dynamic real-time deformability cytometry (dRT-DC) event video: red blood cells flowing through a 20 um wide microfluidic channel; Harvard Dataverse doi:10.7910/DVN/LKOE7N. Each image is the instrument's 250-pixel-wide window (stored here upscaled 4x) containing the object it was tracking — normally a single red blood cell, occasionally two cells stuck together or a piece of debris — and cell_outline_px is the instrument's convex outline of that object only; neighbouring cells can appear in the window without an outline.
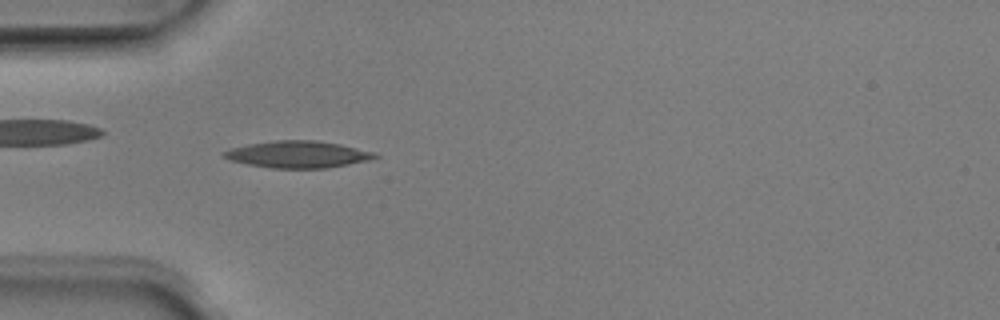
{"species": "Egyptian fruit bat (a non-hibernating species)", "species_latin": "Rousettus aegyptiacus", "temperature_condition": "room temperature", "stored_images_in_passage": 29, "camera_frame_rate_fps": 3000, "um_per_image_px": 0.085, "animal": {"sex": "male"}, "frame": {"image": 1, "passage_image": 14, "time_ms": 4.333, "image_size_px": [1000, 320], "cell_outline_px": [[380, 156], [368, 160], [328, 168], [272, 168], [248, 164], [228, 160], [220, 156], [220, 152], [232, 148], [248, 144], [276, 140], [316, 140], [340, 144], [376, 152]], "centroid_in_image_um": [25.29, 13.12], "position_along_channel_um": 59.7, "area_um2": 23.76}}
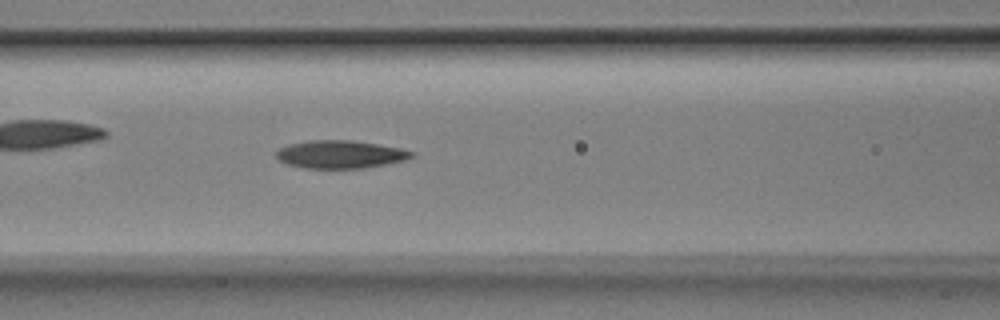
{"frame": {"image": 2, "passage_image": 20, "time_ms": 6.333, "image_size_px": [1000, 320], "cell_outline_px": [[416, 156], [404, 160], [364, 168], [304, 168], [288, 164], [280, 160], [276, 156], [276, 152], [280, 148], [288, 144], [308, 140], [348, 140], [376, 144], [400, 148], [416, 152]], "centroid_in_image_um": [28.93, 13.12], "position_along_channel_um": 137.7, "area_um2": 21.91}}
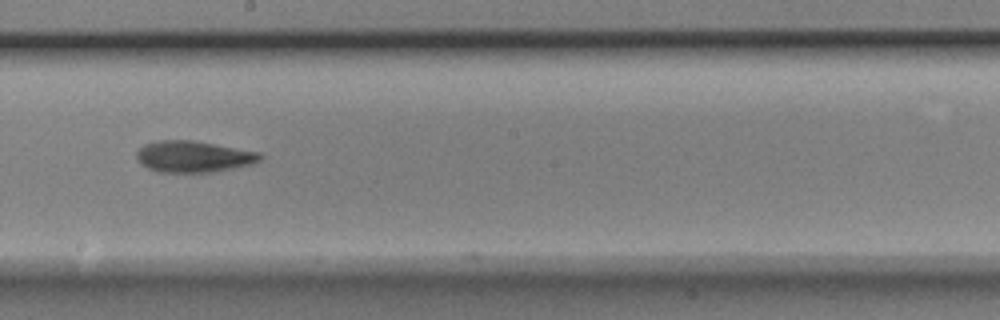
{"frame": {"image": 3, "passage_image": 27, "time_ms": 8.667, "image_size_px": [1000, 320], "cell_outline_px": [[264, 156], [260, 160], [252, 164], [212, 172], [156, 172], [140, 164], [136, 156], [136, 152], [144, 144], [156, 140], [192, 140], [260, 152]], "centroid_in_image_um": [16.42, 13.31], "position_along_channel_um": 231.8, "area_um2": 22.66}}